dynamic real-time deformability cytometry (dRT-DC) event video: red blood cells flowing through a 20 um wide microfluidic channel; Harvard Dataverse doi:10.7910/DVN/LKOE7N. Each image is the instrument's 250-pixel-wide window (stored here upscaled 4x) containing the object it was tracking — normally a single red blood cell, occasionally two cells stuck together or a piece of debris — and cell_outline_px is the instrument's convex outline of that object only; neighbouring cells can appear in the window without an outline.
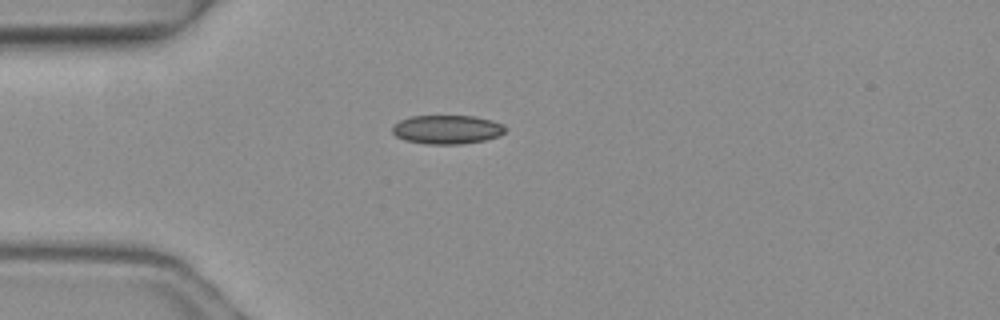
{"species": "common noctule bat (a hibernating species)", "species_latin": "Nyctalus noctula", "temperature_condition": "warm", "stored_images_in_passage": 1, "camera_frame_rate_fps": 3000, "um_per_image_px": 0.085, "animal": {"sex": "female", "body_mass_g": 19.3, "forearm_length_mm": 54.1}, "frame": {"image": 1, "passage_image": 1, "time_ms": 0.0, "image_size_px": [1000, 320], "cell_outline_px": [[508, 128], [500, 136], [484, 140], [460, 144], [424, 144], [404, 140], [396, 136], [392, 132], [392, 124], [400, 120], [412, 116], [476, 116], [492, 120], [504, 124]], "centroid_in_image_um": [38.01, 11.0], "position_along_channel_um": 47.0, "area_um2": 19.25}}